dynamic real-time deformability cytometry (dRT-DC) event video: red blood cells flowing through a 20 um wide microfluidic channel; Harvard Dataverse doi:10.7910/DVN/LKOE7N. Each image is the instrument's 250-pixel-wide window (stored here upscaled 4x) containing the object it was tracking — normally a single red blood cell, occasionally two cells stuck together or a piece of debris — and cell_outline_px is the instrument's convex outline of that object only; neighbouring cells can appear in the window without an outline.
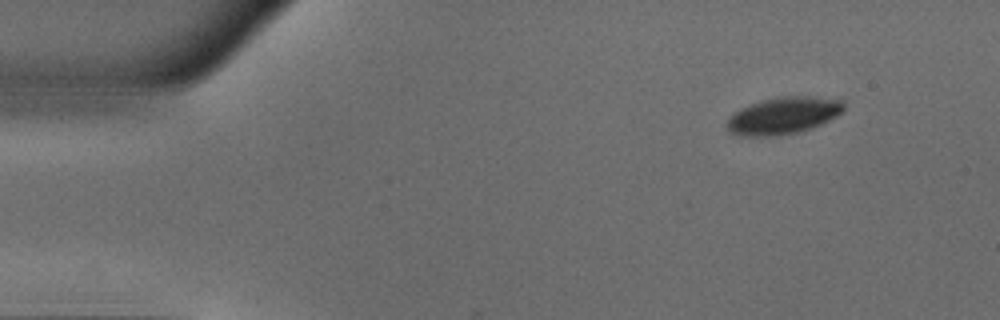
{"species": "common noctule bat (a hibernating species)", "species_latin": "Nyctalus noctula", "temperature_condition": "warm", "stored_images_in_passage": 15, "camera_frame_rate_fps": 3000, "um_per_image_px": 0.085, "animal": {"sex": "male", "body_mass_g": 18.8}, "frame": {"image": 1, "passage_image": 1, "time_ms": 0.0, "image_size_px": [1000, 320], "cell_outline_px": [[844, 112], [812, 128], [800, 132], [780, 136], [740, 136], [728, 132], [724, 124], [728, 116], [740, 108], [776, 96], [812, 96], [844, 100]], "centroid_in_image_um": [66.55, 9.84], "position_along_channel_um": 18.4, "area_um2": 25.66}}
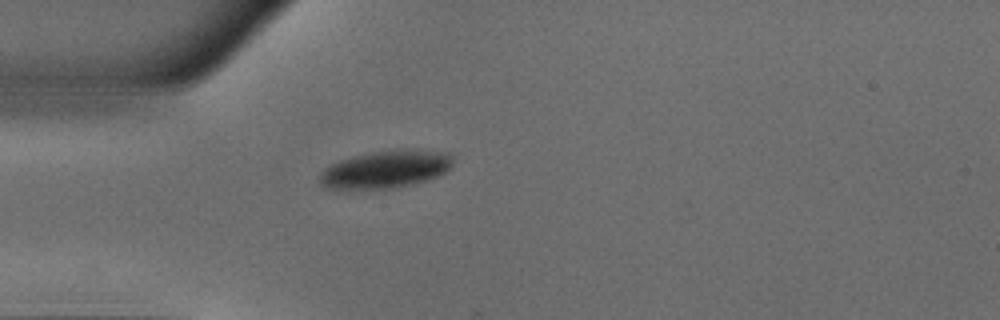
{"frame": {"image": 2, "passage_image": 10, "time_ms": 3.0, "image_size_px": [1000, 320], "cell_outline_px": [[452, 164], [444, 172], [436, 176], [412, 184], [396, 188], [328, 188], [320, 184], [320, 172], [324, 168], [340, 160], [352, 156], [372, 152], [396, 148], [416, 148], [448, 152], [452, 156]], "centroid_in_image_um": [32.8, 14.35], "position_along_channel_um": 52.2, "area_um2": 29.25}}
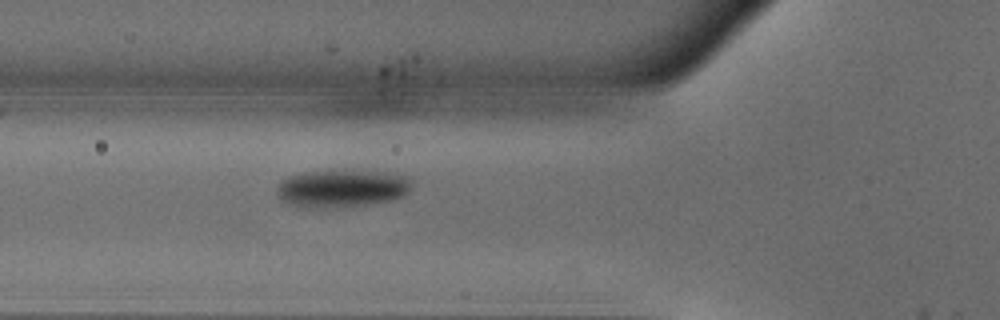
{"frame": {"image": 3, "passage_image": 14, "time_ms": 4.333, "image_size_px": [1000, 320], "cell_outline_px": [[416, 176], [412, 188], [404, 196], [396, 200], [372, 204], [340, 208], [296, 208], [280, 200], [276, 196], [276, 184], [284, 176], [296, 172], [316, 168], [376, 168]], "centroid_in_image_um": [29.11, 15.93], "position_along_channel_um": 96.7, "area_um2": 33.29}}